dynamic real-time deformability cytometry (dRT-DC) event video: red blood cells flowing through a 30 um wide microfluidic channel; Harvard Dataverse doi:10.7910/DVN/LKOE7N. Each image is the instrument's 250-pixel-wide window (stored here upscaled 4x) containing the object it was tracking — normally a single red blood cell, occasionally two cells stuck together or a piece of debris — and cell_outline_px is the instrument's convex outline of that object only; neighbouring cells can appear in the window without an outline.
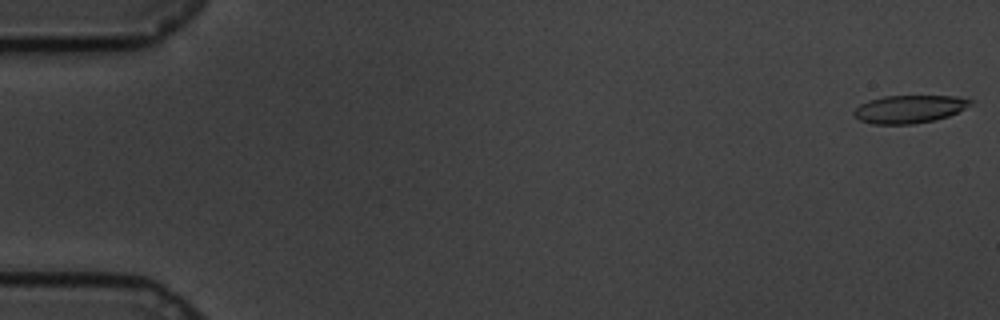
{"species": "common noctule bat (a hibernating species)", "species_latin": "Nyctalus noctula", "temperature_condition": "cold", "stored_images_in_passage": 55, "camera_frame_rate_fps": 3000, "um_per_image_px": 0.085, "animal": {"sex": "male", "body_mass_g": 19.5, "forearm_length_mm": 54.6}, "frame": {"image": 1, "passage_image": 1, "time_ms": 0.0, "image_size_px": [1000, 320], "cell_outline_px": [[976, 100], [972, 104], [948, 116], [936, 120], [912, 124], [872, 124], [860, 120], [852, 112], [860, 104], [868, 100], [884, 96], [956, 96]], "centroid_in_image_um": [77.3, 9.27], "position_along_channel_um": 7.7, "area_um2": 18.96}}
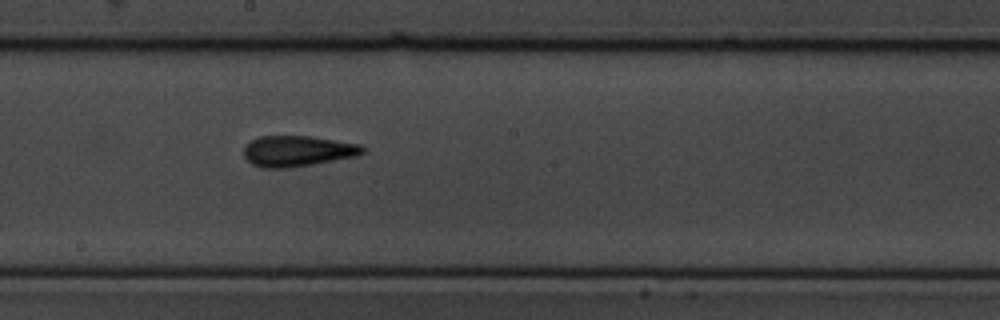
{"frame": {"image": 2, "passage_image": 33, "time_ms": 10.667, "image_size_px": [1000, 320], "cell_outline_px": [[368, 148], [364, 152], [356, 156], [312, 164], [288, 168], [264, 168], [252, 164], [244, 156], [244, 148], [252, 140], [260, 136], [312, 136], [360, 144]], "centroid_in_image_um": [25.32, 12.83], "position_along_channel_um": 222.9, "area_um2": 21.27}}
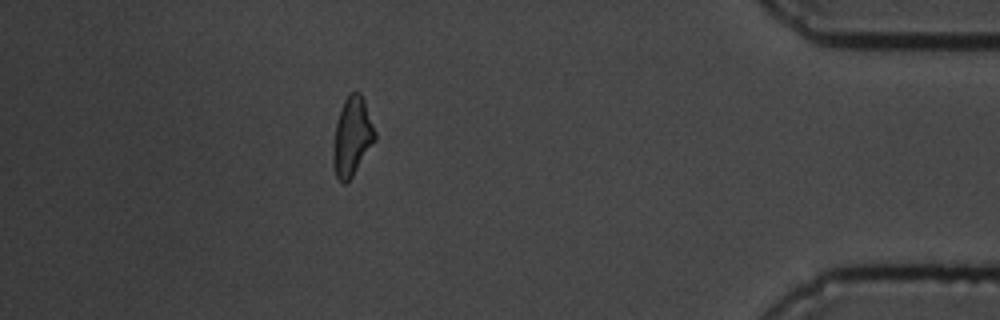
{"frame": {"image": 3, "passage_image": 53, "time_ms": 17.333, "image_size_px": [1000, 320], "cell_outline_px": [[376, 140], [352, 176], [344, 184], [340, 184], [336, 176], [332, 164], [332, 148], [336, 120], [344, 100], [352, 92], [360, 92], [364, 100], [376, 132]], "centroid_in_image_um": [29.91, 11.64], "position_along_channel_um": 405.3, "area_um2": 19.31}}